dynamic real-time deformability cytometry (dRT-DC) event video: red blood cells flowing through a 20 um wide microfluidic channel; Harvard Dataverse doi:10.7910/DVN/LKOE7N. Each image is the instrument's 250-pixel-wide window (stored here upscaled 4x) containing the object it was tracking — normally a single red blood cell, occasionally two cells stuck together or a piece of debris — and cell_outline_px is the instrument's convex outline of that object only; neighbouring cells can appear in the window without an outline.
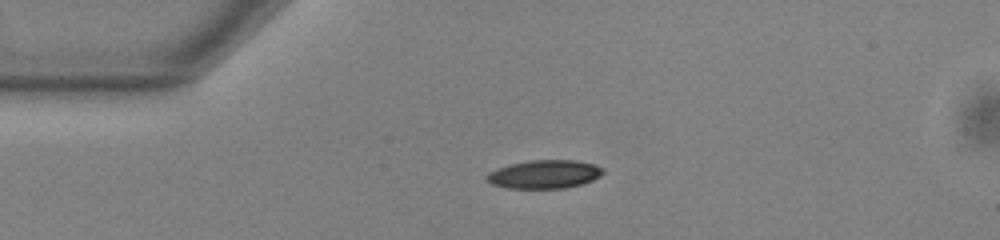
{"species": "common noctule bat (a hibernating species)", "species_latin": "Nyctalus noctula", "temperature_condition": "warm", "stored_images_in_passage": 42, "camera_frame_rate_fps": 3000, "um_per_image_px": 0.085, "animal": {"sex": "male", "body_mass_g": 13.0, "forearm_length_mm": 53.1}, "frame": {"image": 1, "passage_image": 1, "time_ms": 0.0, "image_size_px": [1000, 240], "cell_outline_px": [[604, 172], [600, 176], [592, 180], [580, 184], [564, 188], [508, 188], [492, 184], [484, 176], [488, 172], [496, 168], [508, 164], [528, 160], [576, 160], [592, 164], [604, 168]], "centroid_in_image_um": [46.24, 14.8], "position_along_channel_um": 38.8, "area_um2": 19.31}}
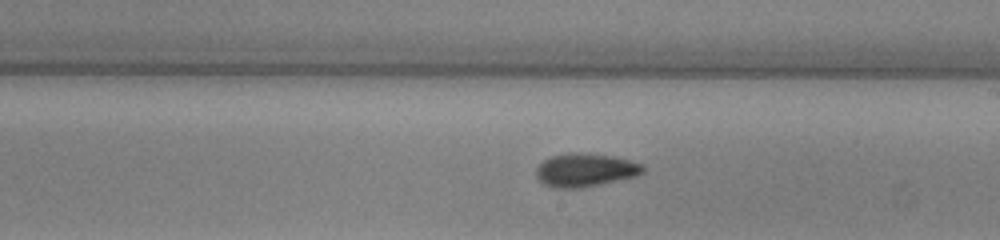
{"frame": {"image": 2, "passage_image": 19, "time_ms": 6.0, "image_size_px": [1000, 240], "cell_outline_px": [[644, 172], [636, 176], [584, 188], [556, 188], [544, 184], [536, 176], [536, 168], [544, 160], [552, 156], [568, 152], [580, 152], [612, 156], [644, 164]], "centroid_in_image_um": [49.75, 14.45], "position_along_channel_um": 239.2, "area_um2": 20.81}}
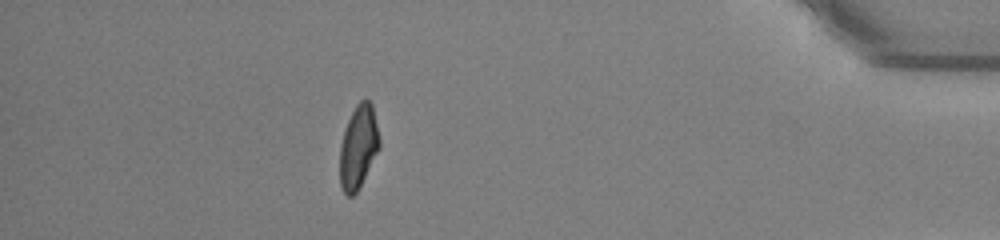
{"frame": {"image": 3, "passage_image": 36, "time_ms": 11.667, "image_size_px": [1000, 240], "cell_outline_px": [[380, 148], [356, 192], [352, 196], [348, 196], [344, 192], [340, 184], [340, 144], [344, 128], [356, 104], [360, 100], [368, 100], [372, 104], [380, 140]], "centroid_in_image_um": [30.45, 12.47], "position_along_channel_um": 404.7, "area_um2": 19.07}, "authors_computed_cell_mechanics": {"area_um2": 19.8543, "velocity_mm_per_s": 3.8331, "shape_relaxation_time_tau1_ms": 3.7052, "shape_relaxation_time_tau2_ms": 2.894, "deformation_change_tau1": 0.1496, "deformation_change_tau2": 0.0858}}